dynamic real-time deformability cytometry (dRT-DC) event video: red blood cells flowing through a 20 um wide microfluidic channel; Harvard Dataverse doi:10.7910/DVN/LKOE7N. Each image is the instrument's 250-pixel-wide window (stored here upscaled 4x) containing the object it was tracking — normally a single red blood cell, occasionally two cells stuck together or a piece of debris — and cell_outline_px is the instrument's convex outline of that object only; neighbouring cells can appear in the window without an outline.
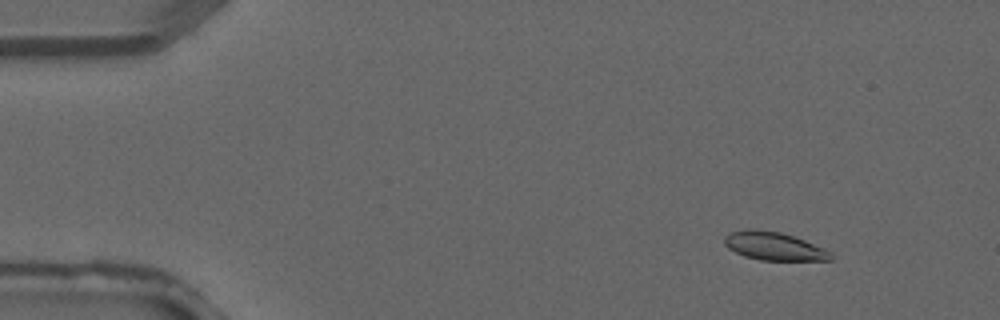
{"species": "common noctule bat (a hibernating species)", "species_latin": "Nyctalus noctula", "temperature_condition": "warm", "stored_images_in_passage": 3, "camera_frame_rate_fps": 3000, "um_per_image_px": 0.085, "animal": {"sex": "male", "forearm_length_mm": 52.5}, "frame": {"image": 1, "passage_image": 1, "time_ms": 0.0, "image_size_px": [1000, 320], "cell_outline_px": [[832, 260], [760, 260], [744, 256], [728, 248], [724, 244], [724, 236], [728, 232], [748, 228], [752, 228], [780, 232], [804, 240], [828, 252], [832, 256]], "centroid_in_image_um": [65.68, 20.91], "position_along_channel_um": 19.3, "area_um2": 17.28}}
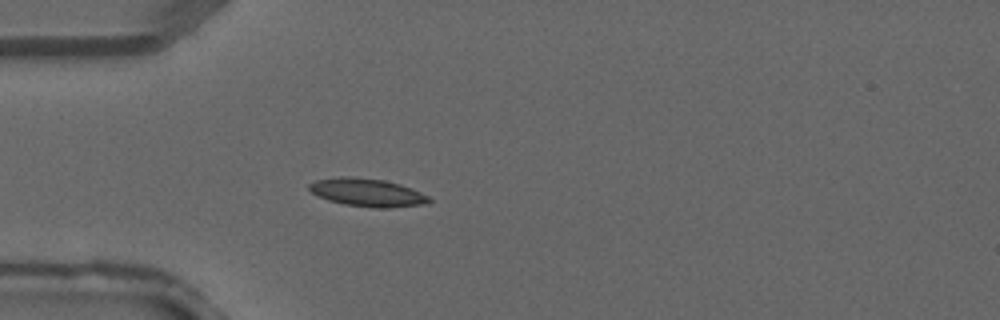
{"frame": {"image": 2, "passage_image": 3, "time_ms": 0.667, "image_size_px": [1000, 320], "cell_outline_px": [[432, 200], [428, 204], [388, 208], [376, 208], [344, 204], [328, 200], [312, 192], [308, 188], [308, 184], [316, 180], [340, 176], [352, 176], [384, 180], [400, 184], [420, 192], [428, 196]], "centroid_in_image_um": [31.23, 16.36], "position_along_channel_um": 53.8, "area_um2": 19.59}}